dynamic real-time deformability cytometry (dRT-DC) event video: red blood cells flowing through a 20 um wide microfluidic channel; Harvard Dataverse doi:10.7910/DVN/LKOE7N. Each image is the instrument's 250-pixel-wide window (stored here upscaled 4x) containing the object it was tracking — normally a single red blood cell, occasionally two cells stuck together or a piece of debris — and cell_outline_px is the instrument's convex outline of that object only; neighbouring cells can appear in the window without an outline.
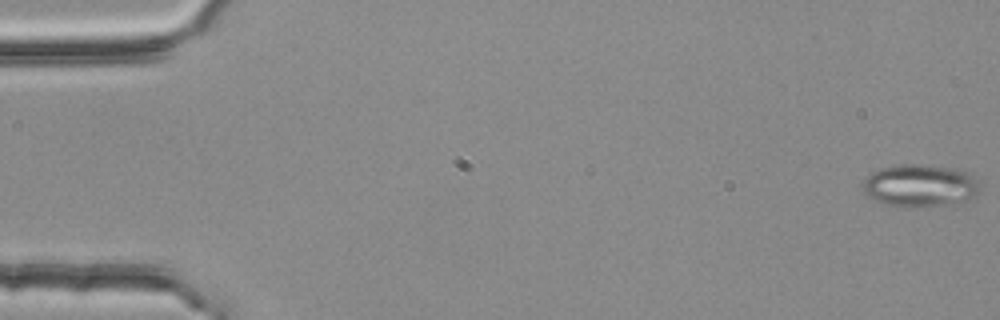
{"species": "common noctule bat (a hibernating species)", "species_latin": "Nyctalus noctula", "temperature_condition": "room temperature", "stored_images_in_passage": 16, "camera_frame_rate_fps": 3000, "um_per_image_px": 0.085, "animal": {"sex": "female", "body_mass_g": 25.1}, "frame": {"image": 1, "passage_image": 1, "time_ms": 0.0, "image_size_px": [1000, 320], "cell_outline_px": [[984, 188], [976, 196], [948, 204], [928, 208], [900, 208], [884, 204], [872, 200], [864, 192], [864, 180], [872, 172], [880, 168], [896, 164], [924, 164], [956, 168], [968, 172], [976, 176]], "centroid_in_image_um": [78.25, 15.79], "position_along_channel_um": 6.8, "area_um2": 30.0}}
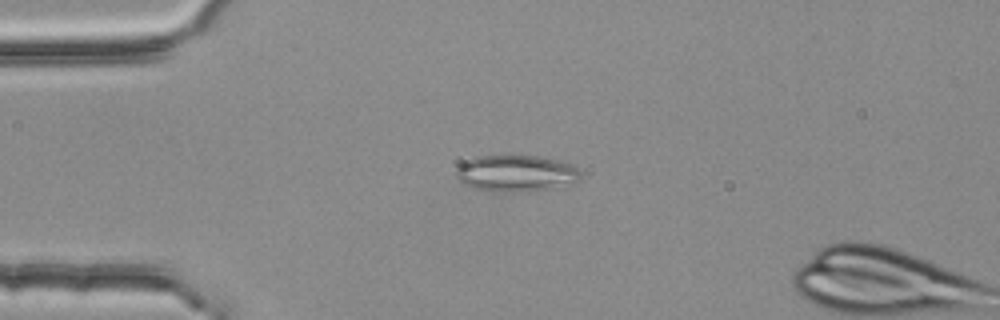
{"frame": {"image": 2, "passage_image": 14, "time_ms": 4.333, "image_size_px": [1000, 320], "cell_outline_px": [[580, 180], [576, 184], [512, 192], [500, 192], [476, 188], [464, 184], [456, 176], [456, 168], [460, 164], [476, 156], [540, 156], [560, 160], [572, 164], [580, 172]], "centroid_in_image_um": [43.89, 14.72], "position_along_channel_um": 41.1, "area_um2": 26.3}}